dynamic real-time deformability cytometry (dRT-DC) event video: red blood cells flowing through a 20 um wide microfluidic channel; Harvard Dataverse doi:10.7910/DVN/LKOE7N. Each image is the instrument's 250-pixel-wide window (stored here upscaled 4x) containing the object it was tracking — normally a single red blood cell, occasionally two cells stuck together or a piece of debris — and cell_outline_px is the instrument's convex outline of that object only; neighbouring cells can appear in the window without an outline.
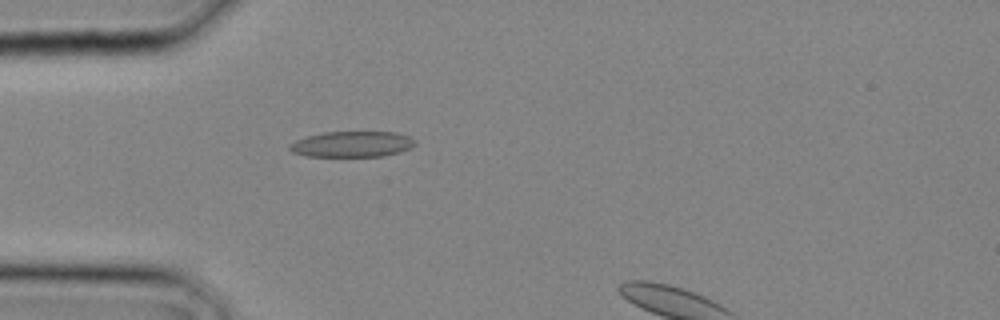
{"species": "common noctule bat (a hibernating species)", "species_latin": "Nyctalus noctula", "temperature_condition": "cold", "stored_images_in_passage": 9, "camera_frame_rate_fps": 3000, "um_per_image_px": 0.085, "animal": {"sex": "male", "body_mass_g": 20.4}, "frame": {"image": 1, "passage_image": 8, "time_ms": 2.333, "image_size_px": [1000, 320], "cell_outline_px": [[416, 144], [412, 148], [400, 152], [384, 156], [304, 156], [292, 152], [288, 148], [288, 144], [296, 140], [308, 136], [324, 132], [396, 132], [408, 136], [416, 140]], "centroid_in_image_um": [29.94, 12.26], "position_along_channel_um": 55.1, "area_um2": 18.96}}